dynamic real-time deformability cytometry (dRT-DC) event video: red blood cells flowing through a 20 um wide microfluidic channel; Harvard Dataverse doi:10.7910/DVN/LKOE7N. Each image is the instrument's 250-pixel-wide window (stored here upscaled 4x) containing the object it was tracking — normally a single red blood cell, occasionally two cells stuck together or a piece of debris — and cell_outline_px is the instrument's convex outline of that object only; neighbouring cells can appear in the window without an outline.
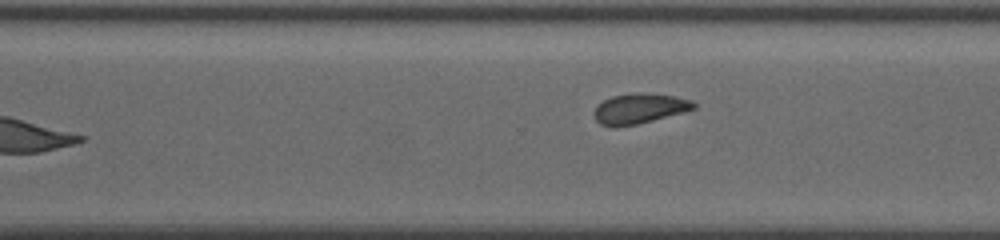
{"species": "common noctule bat (a hibernating species)", "species_latin": "Nyctalus noctula", "temperature_condition": "cold", "stored_images_in_passage": 23, "camera_frame_rate_fps": 3000, "um_per_image_px": 0.085, "animal": {"sex": "female", "body_mass_g": 19.5, "forearm_length_mm": 54.1}, "frame": {"image": 1, "passage_image": 23, "time_ms": 12.667, "image_size_px": [1000, 240], "cell_outline_px": [[696, 108], [652, 120], [636, 124], [600, 124], [596, 120], [596, 108], [604, 100], [612, 96], [632, 92], [640, 92], [676, 96], [692, 100], [696, 104]], "centroid_in_image_um": [54.42, 9.17], "position_along_channel_um": 316.2, "area_um2": 16.82}}